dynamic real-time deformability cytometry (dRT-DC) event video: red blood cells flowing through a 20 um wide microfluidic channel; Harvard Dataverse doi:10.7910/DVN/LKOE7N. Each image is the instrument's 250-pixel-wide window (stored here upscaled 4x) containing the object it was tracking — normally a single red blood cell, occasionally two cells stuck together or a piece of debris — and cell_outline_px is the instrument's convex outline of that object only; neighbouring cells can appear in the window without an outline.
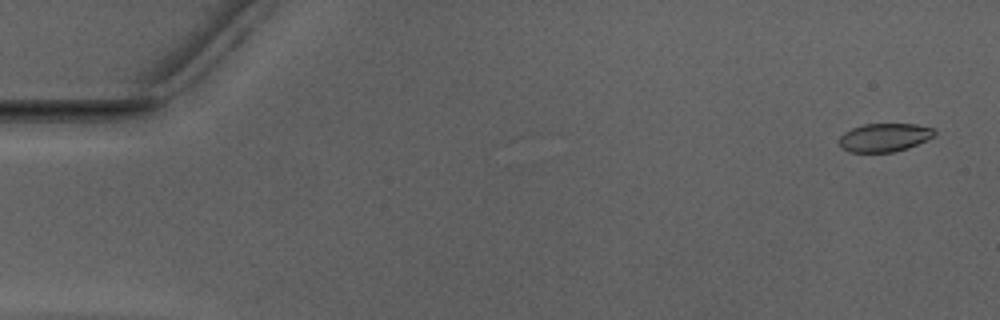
{"species": "Egyptian fruit bat (a non-hibernating species)", "species_latin": "Rousettus aegyptiacus", "temperature_condition": "warm", "stored_images_in_passage": 53, "camera_frame_rate_fps": 3000, "um_per_image_px": 0.085, "animal": {"sex": "male"}, "frame": {"image": 1, "passage_image": 3, "time_ms": 0.667, "image_size_px": [1000, 320], "cell_outline_px": [[936, 132], [932, 136], [908, 148], [892, 152], [848, 152], [840, 148], [840, 136], [844, 132], [852, 128], [864, 124], [916, 124], [932, 128]], "centroid_in_image_um": [75.12, 11.69], "position_along_channel_um": 9.9, "area_um2": 15.61}}
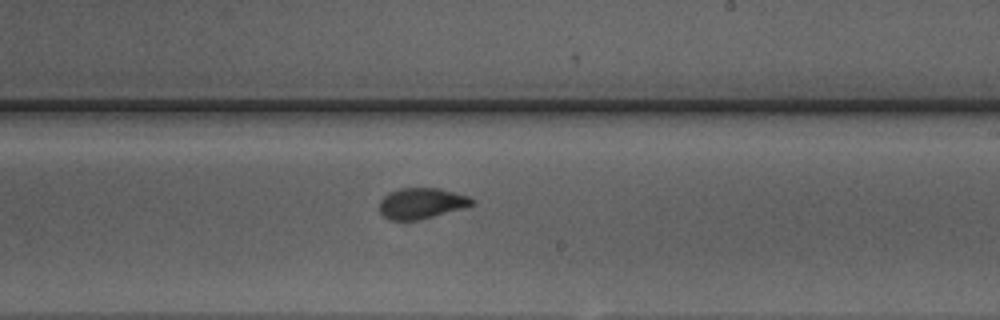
{"frame": {"image": 2, "passage_image": 32, "time_ms": 10.333, "image_size_px": [1000, 320], "cell_outline_px": [[476, 204], [464, 208], [420, 220], [388, 220], [380, 212], [380, 200], [388, 192], [400, 188], [440, 188], [468, 196], [476, 200]], "centroid_in_image_um": [35.85, 17.28], "position_along_channel_um": 253.2, "area_um2": 16.82}}
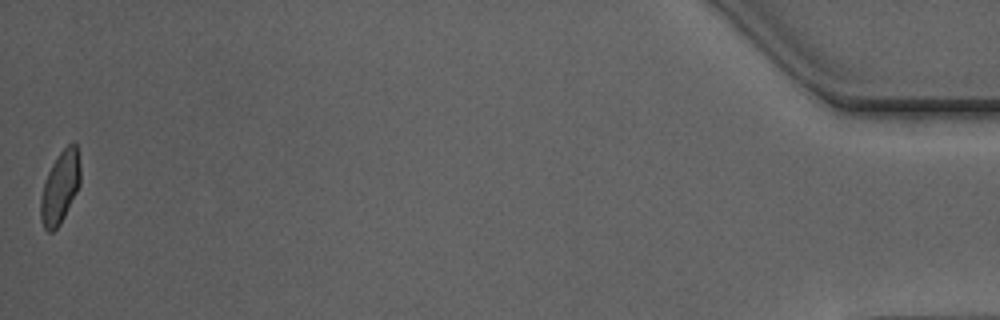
{"frame": {"image": 3, "passage_image": 53, "time_ms": 17.333, "image_size_px": [1000, 320], "cell_outline_px": [[80, 184], [60, 224], [52, 232], [48, 232], [44, 228], [40, 220], [40, 200], [44, 184], [48, 172], [52, 164], [60, 152], [68, 144], [76, 144], [80, 168]], "centroid_in_image_um": [5.09, 15.95], "position_along_channel_um": 430.1, "area_um2": 16.42}, "authors_computed_cell_mechanics": {"area_um2": 16.9932, "velocity_mm_per_s": 3.9612, "shape_relaxation_time_tau1_ms": 5.9218, "shape_relaxation_time_tau2_ms": 0.7404, "deformation_change_tau1": 0.1631, "deformation_change_tau2": 0.0511}}